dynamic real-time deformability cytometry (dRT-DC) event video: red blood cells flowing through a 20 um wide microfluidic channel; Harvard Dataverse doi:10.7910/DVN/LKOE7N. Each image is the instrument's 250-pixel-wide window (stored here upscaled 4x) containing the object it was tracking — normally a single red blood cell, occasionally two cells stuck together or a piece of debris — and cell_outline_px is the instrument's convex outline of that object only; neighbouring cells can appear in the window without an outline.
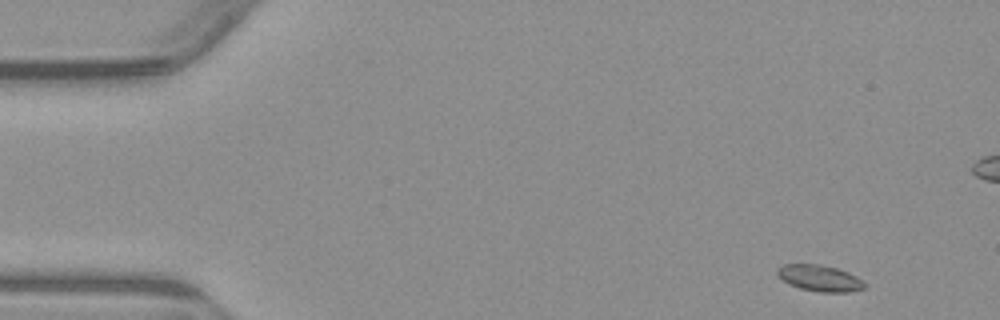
{"species": "common noctule bat (a hibernating species)", "species_latin": "Nyctalus noctula", "temperature_condition": "warm", "stored_images_in_passage": 6, "segment_of_instrument_passage": [1, 2], "camera_frame_rate_fps": 3000, "um_per_image_px": 0.085, "animal": {"sex": "male", "body_mass_g": 23.1, "forearm_length_mm": 52.7}, "frame": {"image": 1, "passage_image": 1, "time_ms": 0.0, "image_size_px": [1000, 320], "cell_outline_px": [[868, 284], [864, 288], [848, 292], [820, 292], [800, 288], [788, 284], [776, 272], [776, 268], [784, 264], [820, 264], [836, 268], [848, 272], [856, 276]], "centroid_in_image_um": [69.69, 23.64], "position_along_channel_um": 15.3, "area_um2": 13.35}}
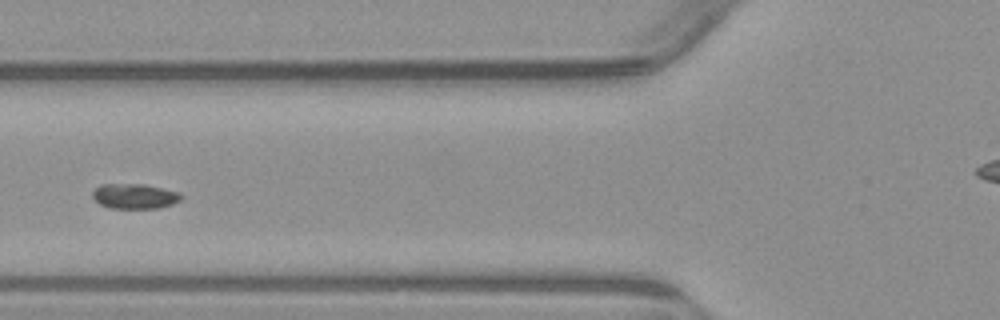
{"frame": {"image": 2, "passage_image": 5, "time_ms": 5.333, "image_size_px": [1000, 320], "cell_outline_px": [[184, 196], [180, 200], [172, 204], [160, 208], [108, 208], [100, 204], [92, 196], [92, 192], [100, 184], [144, 184], [180, 192]], "centroid_in_image_um": [11.46, 16.67], "position_along_channel_um": 114.3, "area_um2": 13.01}}